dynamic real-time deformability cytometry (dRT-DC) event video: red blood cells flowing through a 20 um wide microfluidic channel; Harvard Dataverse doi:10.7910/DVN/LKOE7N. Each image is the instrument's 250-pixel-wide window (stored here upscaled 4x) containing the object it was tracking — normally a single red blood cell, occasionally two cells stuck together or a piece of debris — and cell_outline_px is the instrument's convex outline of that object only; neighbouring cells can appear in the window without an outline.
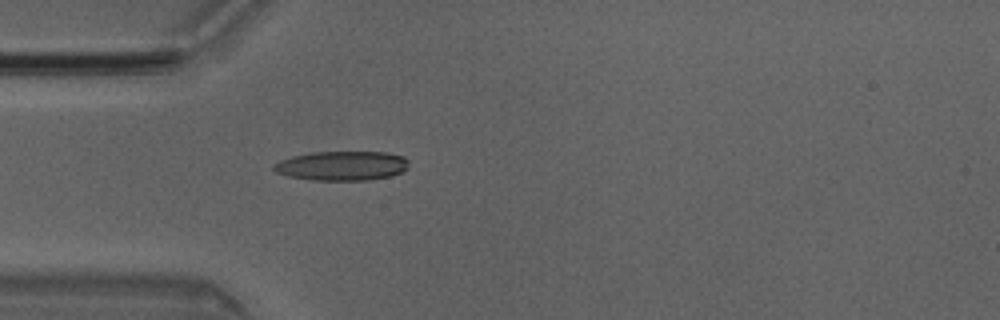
{"species": "Egyptian fruit bat (a non-hibernating species)", "species_latin": "Rousettus aegyptiacus", "temperature_condition": "room temperature", "stored_images_in_passage": 4, "camera_frame_rate_fps": 3000, "um_per_image_px": 0.085, "animal": {"sex": "male"}, "frame": {"image": 1, "passage_image": 4, "time_ms": 1.0, "image_size_px": [1000, 320], "cell_outline_px": [[408, 168], [392, 176], [368, 180], [312, 180], [288, 176], [276, 172], [272, 168], [272, 164], [280, 160], [292, 156], [312, 152], [384, 152], [404, 156], [408, 160]], "centroid_in_image_um": [29.06, 14.09], "position_along_channel_um": 55.9, "area_um2": 23.24}}